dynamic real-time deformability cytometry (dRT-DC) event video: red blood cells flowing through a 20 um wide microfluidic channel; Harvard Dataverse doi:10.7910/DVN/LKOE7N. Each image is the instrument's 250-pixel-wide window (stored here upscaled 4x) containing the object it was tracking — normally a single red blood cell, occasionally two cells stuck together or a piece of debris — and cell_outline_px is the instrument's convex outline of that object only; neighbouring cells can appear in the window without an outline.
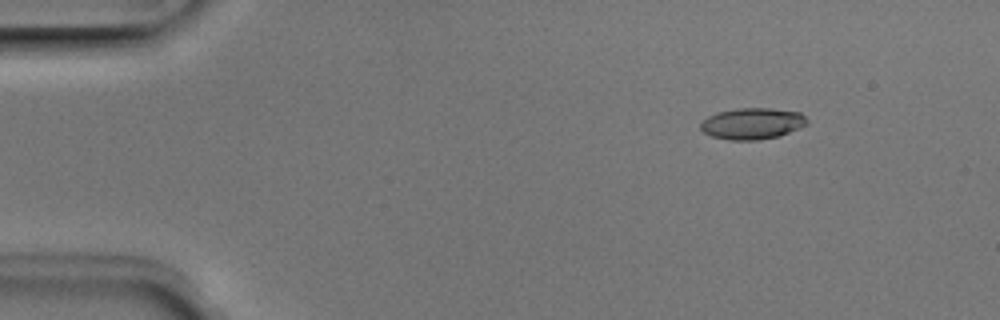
{"species": "Egyptian fruit bat (a non-hibernating species)", "species_latin": "Rousettus aegyptiacus", "temperature_condition": "room temperature", "stored_images_in_passage": 14, "camera_frame_rate_fps": 3000, "um_per_image_px": 0.085, "animal": {"sex": "male"}, "frame": {"image": 1, "passage_image": 7, "time_ms": 2.0, "image_size_px": [1000, 320], "cell_outline_px": [[808, 124], [780, 136], [756, 140], [728, 140], [712, 136], [704, 132], [700, 128], [700, 124], [708, 116], [720, 112], [736, 108], [772, 108], [800, 112], [808, 120]], "centroid_in_image_um": [63.96, 10.5], "position_along_channel_um": 21.0, "area_um2": 19.42}}